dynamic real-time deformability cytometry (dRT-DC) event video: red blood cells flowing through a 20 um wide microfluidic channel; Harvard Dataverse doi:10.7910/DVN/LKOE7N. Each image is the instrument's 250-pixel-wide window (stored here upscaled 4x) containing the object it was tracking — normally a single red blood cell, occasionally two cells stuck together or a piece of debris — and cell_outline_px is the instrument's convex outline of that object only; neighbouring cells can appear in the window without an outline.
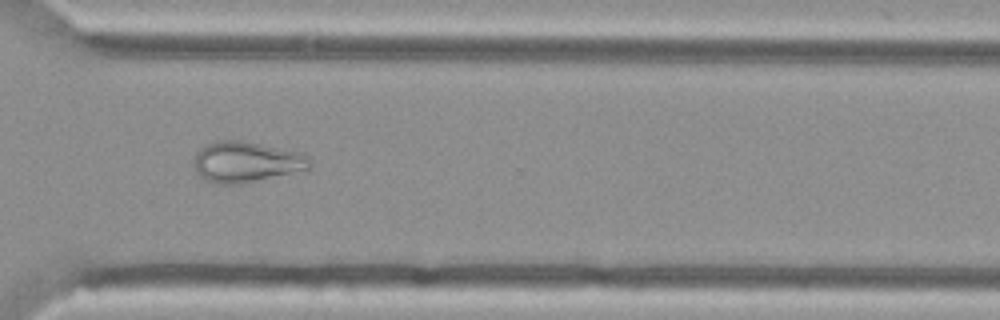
{"species": "Egyptian fruit bat (a non-hibernating species)", "species_latin": "Rousettus aegyptiacus", "temperature_condition": "cold", "stored_images_in_passage": 46, "camera_frame_rate_fps": 3000, "um_per_image_px": 0.085, "animal": {"sex": "female"}, "frame": {"image": 1, "passage_image": 33, "time_ms": 10.667, "image_size_px": [1000, 320], "cell_outline_px": [[312, 164], [308, 168], [244, 184], [220, 184], [204, 180], [196, 172], [192, 164], [196, 152], [204, 144], [220, 140], [244, 140], [304, 152], [308, 156]], "centroid_in_image_um": [20.9, 13.74], "position_along_channel_um": 349.7, "area_um2": 27.98}}
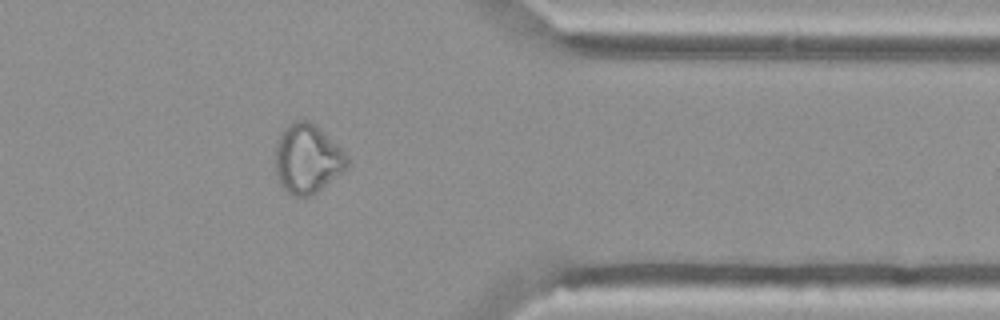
{"frame": {"image": 2, "passage_image": 37, "time_ms": 12.0, "image_size_px": [1000, 320], "cell_outline_px": [[348, 164], [344, 172], [312, 196], [292, 196], [280, 184], [276, 176], [276, 140], [284, 128], [288, 124], [296, 120], [308, 120], [340, 148], [344, 152], [348, 160]], "centroid_in_image_um": [26.1, 13.53], "position_along_channel_um": 385.3, "area_um2": 28.73}}
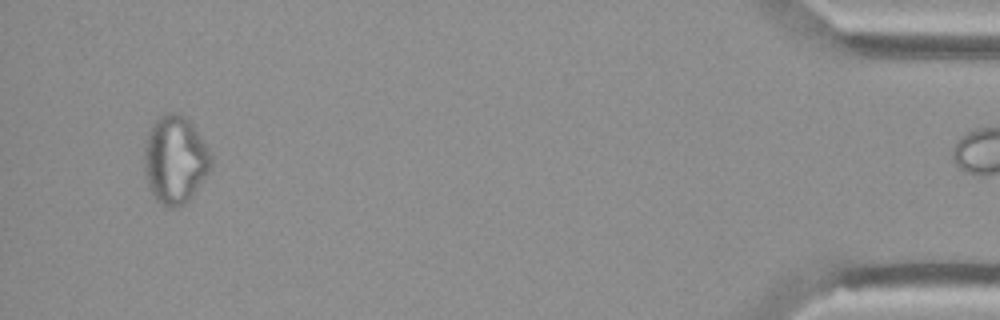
{"frame": {"image": 3, "passage_image": 45, "time_ms": 14.667, "image_size_px": [1000, 320], "cell_outline_px": [[212, 168], [192, 196], [180, 208], [168, 208], [156, 200], [152, 192], [144, 168], [144, 148], [148, 132], [152, 124], [164, 112], [176, 112], [184, 116], [192, 124], [208, 148], [212, 156]], "centroid_in_image_um": [14.9, 13.58], "position_along_channel_um": 420.3, "area_um2": 34.28}}